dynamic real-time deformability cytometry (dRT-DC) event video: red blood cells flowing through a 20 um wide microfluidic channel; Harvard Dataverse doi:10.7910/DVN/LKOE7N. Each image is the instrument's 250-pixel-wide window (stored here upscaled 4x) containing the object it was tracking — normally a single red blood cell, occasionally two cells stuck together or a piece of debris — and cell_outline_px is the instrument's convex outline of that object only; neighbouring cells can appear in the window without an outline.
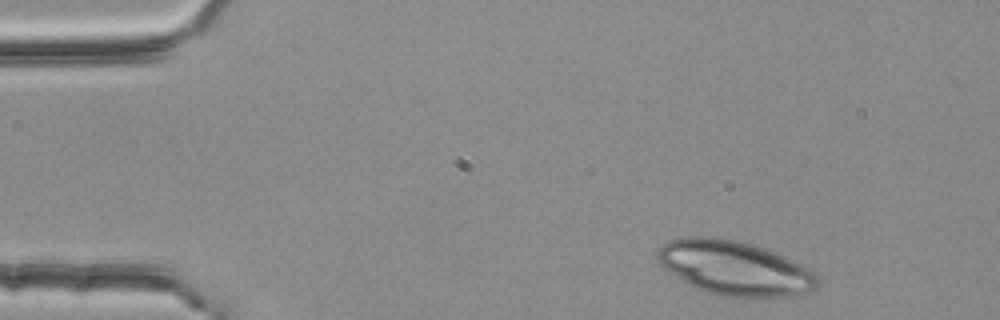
{"species": "common noctule bat (a hibernating species)", "species_latin": "Nyctalus noctula", "temperature_condition": "room temperature", "stored_images_in_passage": 4, "camera_frame_rate_fps": 3000, "um_per_image_px": 0.085, "animal": {"sex": "female", "body_mass_g": 25.1}, "frame": {"image": 1, "passage_image": 1, "time_ms": 0.0, "image_size_px": [1000, 320], "cell_outline_px": [[820, 284], [812, 292], [792, 296], [724, 296], [708, 292], [696, 288], [688, 284], [664, 268], [660, 264], [656, 256], [656, 252], [664, 244], [672, 240], [684, 236], [712, 236], [736, 240], [752, 244], [776, 252], [816, 272], [820, 276]], "centroid_in_image_um": [62.49, 22.77], "position_along_channel_um": 22.5, "area_um2": 50.69}}